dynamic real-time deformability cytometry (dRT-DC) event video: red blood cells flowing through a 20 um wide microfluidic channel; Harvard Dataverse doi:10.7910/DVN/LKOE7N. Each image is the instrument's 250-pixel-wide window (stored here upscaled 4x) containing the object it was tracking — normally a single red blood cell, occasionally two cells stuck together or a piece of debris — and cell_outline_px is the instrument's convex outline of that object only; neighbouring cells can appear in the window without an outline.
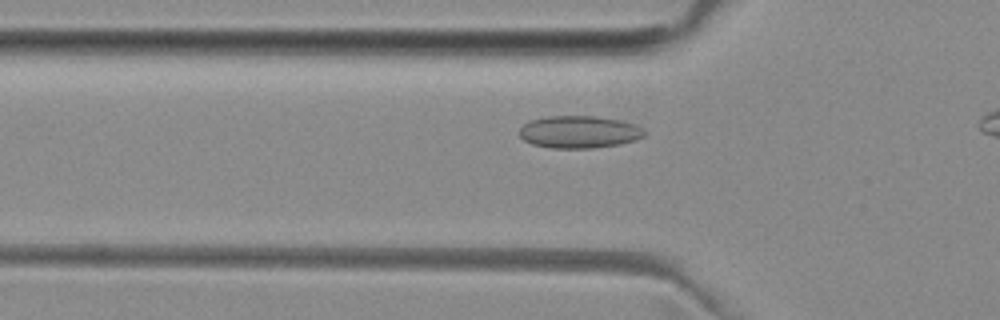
{"species": "common noctule bat (a hibernating species)", "species_latin": "Nyctalus noctula", "temperature_condition": "room temperature", "stored_images_in_passage": 29, "camera_frame_rate_fps": 3000, "um_per_image_px": 0.085, "animal": {"sex": "female", "body_mass_g": 29.2, "forearm_length_mm": 56.3}, "frame": {"image": 1, "passage_image": 4, "time_ms": 1.0, "image_size_px": [1000, 320], "cell_outline_px": [[648, 132], [644, 136], [636, 140], [620, 144], [592, 148], [552, 148], [532, 144], [524, 140], [520, 136], [520, 128], [524, 124], [532, 120], [548, 116], [596, 116], [620, 120], [636, 124], [644, 128]], "centroid_in_image_um": [49.28, 11.21], "position_along_channel_um": 76.5, "area_um2": 23.7}}
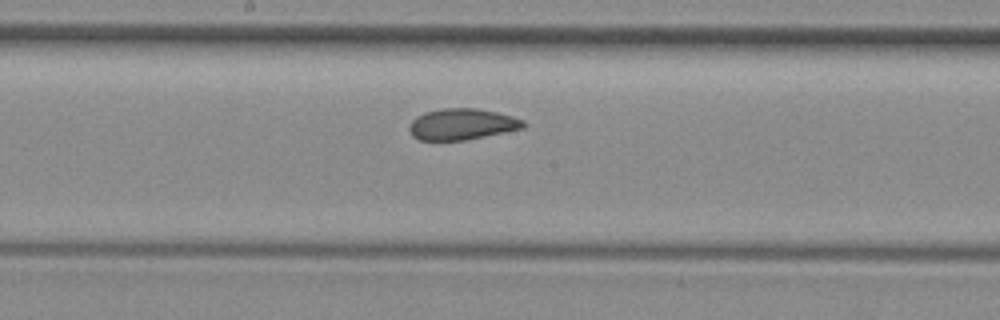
{"frame": {"image": 2, "passage_image": 14, "time_ms": 4.333, "image_size_px": [1000, 320], "cell_outline_px": [[528, 124], [524, 128], [464, 140], [420, 140], [412, 136], [408, 132], [408, 128], [412, 120], [416, 116], [424, 112], [440, 108], [476, 108], [496, 112], [512, 116], [524, 120]], "centroid_in_image_um": [39.24, 10.55], "position_along_channel_um": 209.0, "area_um2": 20.87}}
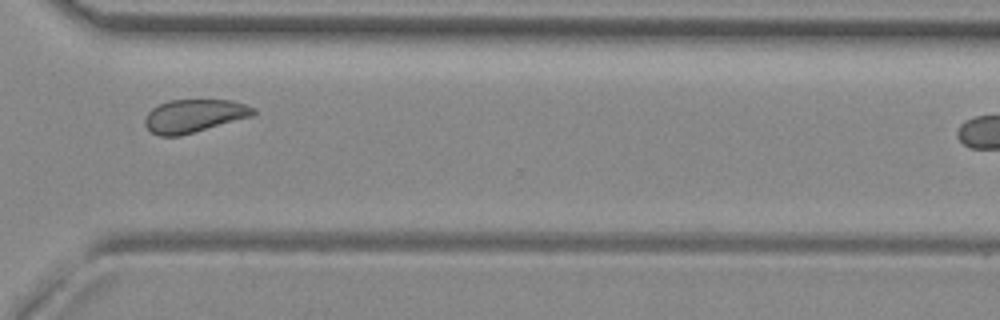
{"frame": {"image": 3, "passage_image": 25, "time_ms": 8.0, "image_size_px": [1000, 320], "cell_outline_px": [[256, 116], [180, 136], [160, 136], [152, 132], [144, 124], [144, 120], [148, 112], [152, 108], [168, 100], [232, 100], [256, 108]], "centroid_in_image_um": [16.55, 9.85], "position_along_channel_um": 354.1, "area_um2": 21.15}}